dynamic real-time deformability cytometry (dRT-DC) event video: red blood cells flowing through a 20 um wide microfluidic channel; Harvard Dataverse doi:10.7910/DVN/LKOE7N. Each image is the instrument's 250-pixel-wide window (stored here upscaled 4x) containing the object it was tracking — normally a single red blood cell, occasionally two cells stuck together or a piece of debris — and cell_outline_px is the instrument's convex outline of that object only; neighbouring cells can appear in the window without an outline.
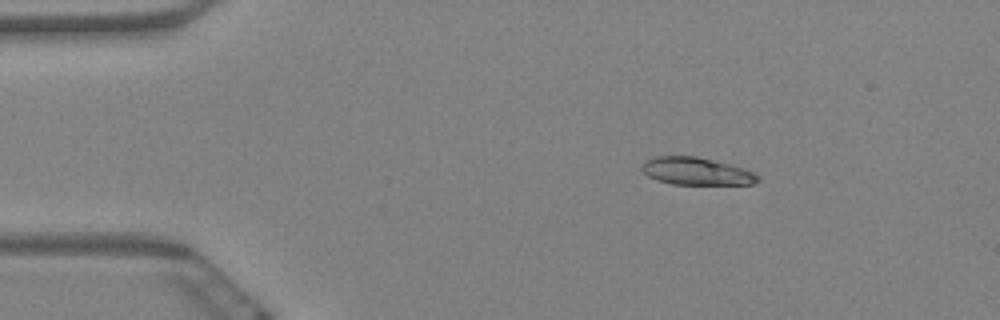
{"species": "Egyptian fruit bat (a non-hibernating species)", "species_latin": "Rousettus aegyptiacus", "temperature_condition": "warm", "stored_images_in_passage": 7, "camera_frame_rate_fps": 3000, "um_per_image_px": 0.085, "animal": {"sex": "female"}, "frame": {"image": 1, "passage_image": 2, "time_ms": 0.333, "image_size_px": [1000, 320], "cell_outline_px": [[760, 180], [752, 184], [672, 184], [656, 180], [648, 176], [640, 168], [652, 156], [696, 156], [744, 168], [760, 176]], "centroid_in_image_um": [59.19, 14.56], "position_along_channel_um": 25.8, "area_um2": 18.44}}
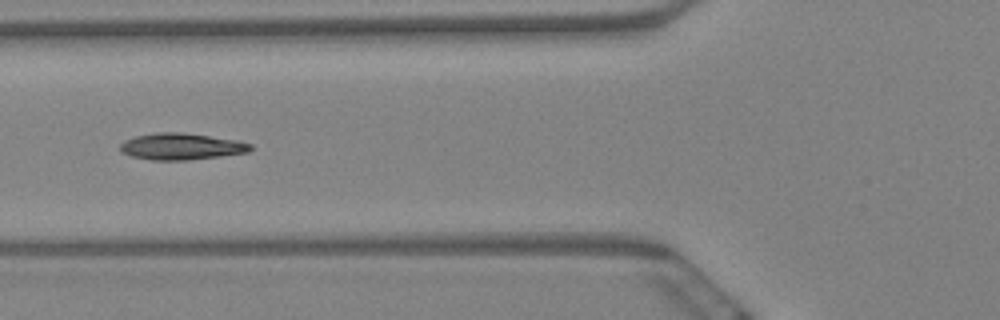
{"frame": {"image": 2, "passage_image": 6, "time_ms": 1.667, "image_size_px": [1000, 320], "cell_outline_px": [[252, 148], [248, 152], [220, 156], [188, 160], [152, 160], [132, 156], [120, 152], [120, 144], [124, 140], [136, 136], [156, 132], [184, 132], [236, 140], [252, 144]], "centroid_in_image_um": [15.39, 12.44], "position_along_channel_um": 110.4, "area_um2": 20.17}}
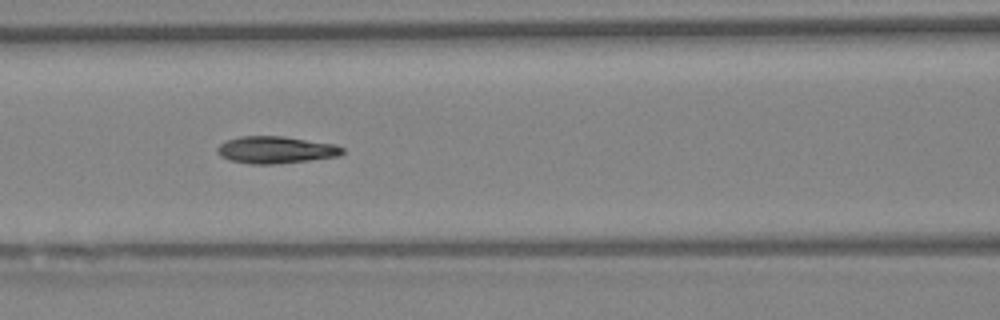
{"frame": {"image": 3, "passage_image": 7, "time_ms": 2.0, "image_size_px": [1000, 320], "cell_outline_px": [[344, 152], [340, 156], [276, 164], [248, 164], [228, 160], [220, 156], [216, 152], [216, 148], [224, 140], [240, 136], [284, 136], [336, 144], [344, 148]], "centroid_in_image_um": [23.41, 12.73], "position_along_channel_um": 143.2, "area_um2": 20.06}}